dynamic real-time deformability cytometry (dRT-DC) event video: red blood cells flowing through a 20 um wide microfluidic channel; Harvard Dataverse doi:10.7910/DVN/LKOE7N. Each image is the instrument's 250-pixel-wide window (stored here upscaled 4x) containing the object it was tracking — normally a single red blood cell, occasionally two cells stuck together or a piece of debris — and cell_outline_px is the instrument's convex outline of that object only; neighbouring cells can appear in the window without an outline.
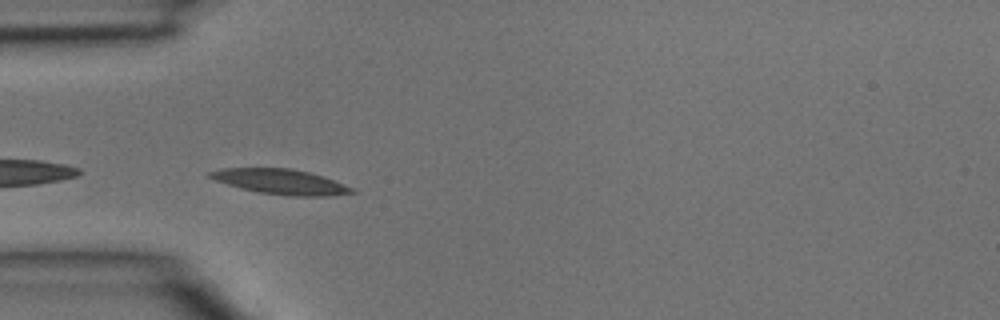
{"species": "common noctule bat (a hibernating species)", "species_latin": "Nyctalus noctula", "temperature_condition": "room temperature", "stored_images_in_passage": 16, "camera_frame_rate_fps": 3000, "um_per_image_px": 0.085, "animal": {"sex": "male", "body_mass_g": 15.6}, "frame": {"image": 1, "passage_image": 11, "time_ms": 3.333, "image_size_px": [1000, 320], "cell_outline_px": [[356, 192], [332, 196], [288, 196], [260, 192], [228, 184], [216, 180], [208, 176], [208, 172], [224, 168], [292, 168], [324, 176], [356, 188]], "centroid_in_image_um": [23.95, 15.44], "position_along_channel_um": 61.0, "area_um2": 20.69}}